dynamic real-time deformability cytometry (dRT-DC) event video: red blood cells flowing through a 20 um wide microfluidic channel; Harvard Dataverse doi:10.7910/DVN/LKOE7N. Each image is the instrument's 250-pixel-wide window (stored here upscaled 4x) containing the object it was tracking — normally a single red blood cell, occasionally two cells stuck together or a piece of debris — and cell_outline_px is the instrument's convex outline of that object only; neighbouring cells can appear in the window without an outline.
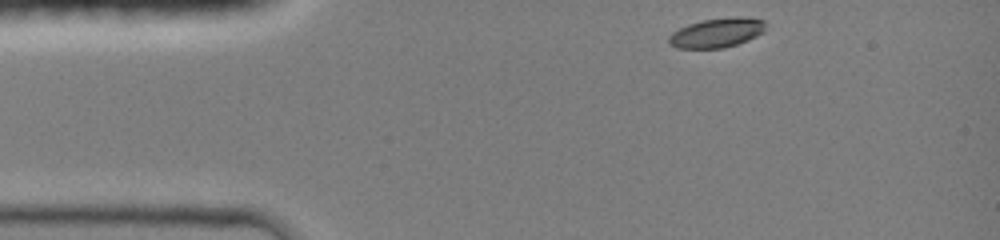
{"species": "common noctule bat (a hibernating species)", "species_latin": "Nyctalus noctula", "temperature_condition": "room temperature", "stored_images_in_passage": 35, "camera_frame_rate_fps": 3000, "um_per_image_px": 0.085, "animal": {"sex": "female", "body_mass_g": 19.0, "forearm_length_mm": 51.5}, "frame": {"image": 1, "passage_image": 1, "time_ms": 0.0, "image_size_px": [1000, 240], "cell_outline_px": [[764, 32], [748, 40], [724, 48], [676, 48], [668, 44], [668, 36], [672, 32], [688, 24], [704, 20], [736, 16], [764, 20]], "centroid_in_image_um": [60.89, 2.79], "position_along_channel_um": 24.1, "area_um2": 16.53}}
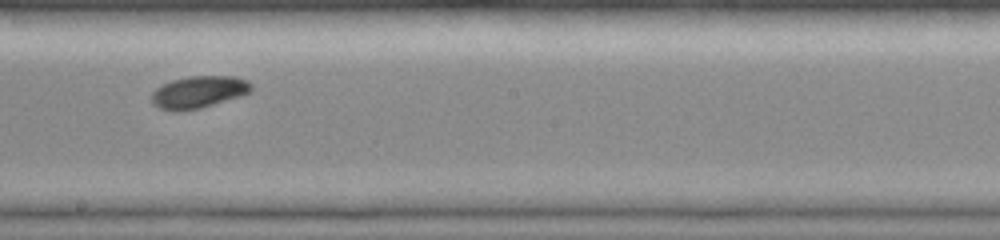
{"frame": {"image": 2, "passage_image": 20, "time_ms": 6.333, "image_size_px": [1000, 240], "cell_outline_px": [[252, 92], [244, 96], [200, 108], [160, 108], [152, 104], [152, 92], [160, 84], [172, 80], [188, 76], [232, 76], [248, 80], [252, 84]], "centroid_in_image_um": [16.96, 7.78], "position_along_channel_um": 231.2, "area_um2": 18.44}}
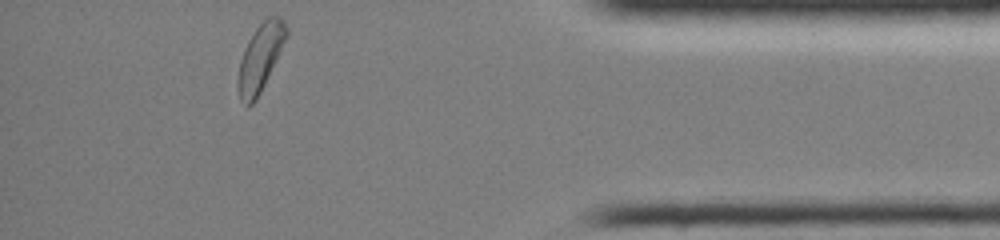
{"frame": {"image": 3, "passage_image": 35, "time_ms": 11.333, "image_size_px": [1000, 240], "cell_outline_px": [[288, 32], [264, 84], [256, 100], [248, 108], [240, 100], [236, 88], [236, 80], [240, 60], [244, 48], [248, 40], [256, 28], [268, 16], [280, 16], [284, 20], [288, 28]], "centroid_in_image_um": [22.07, 4.93], "position_along_channel_um": 413.1, "area_um2": 18.79}, "authors_computed_cell_mechanics": {"area_um2": 18.2648, "velocity_mm_per_s": 4.1709, "shape_relaxation_time_tau1_ms": 2.5398, "shape_relaxation_time_tau2_ms": null, "deformation_change_tau1": 0.1048, "deformation_change_tau2": null}}